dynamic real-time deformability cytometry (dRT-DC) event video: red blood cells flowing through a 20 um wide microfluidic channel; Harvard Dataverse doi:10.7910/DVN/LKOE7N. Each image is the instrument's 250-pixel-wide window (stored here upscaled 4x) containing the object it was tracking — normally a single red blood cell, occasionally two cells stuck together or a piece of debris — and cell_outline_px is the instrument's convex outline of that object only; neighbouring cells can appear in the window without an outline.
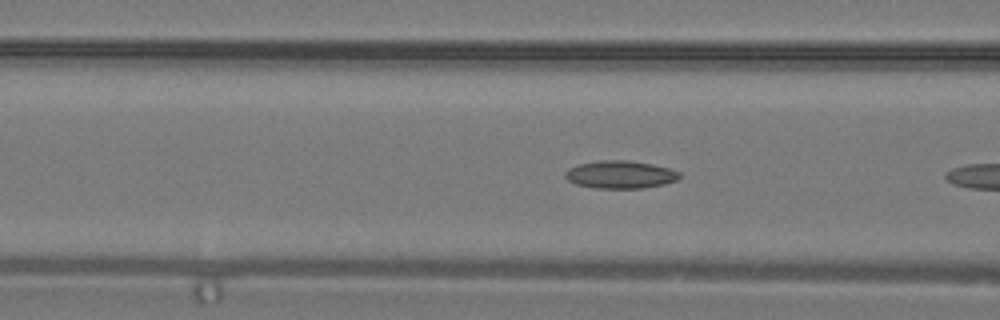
{"species": "common noctule bat (a hibernating species)", "species_latin": "Nyctalus noctula", "temperature_condition": "warm", "stored_images_in_passage": 4, "camera_frame_rate_fps": 3000, "um_per_image_px": 0.085, "animal": {"sex": "male", "body_mass_g": 19.2, "forearm_length_mm": 51.8}, "frame": {"image": 1, "passage_image": 4, "time_ms": 1.0, "image_size_px": [1000, 320], "cell_outline_px": [[680, 176], [676, 180], [664, 184], [644, 188], [596, 188], [576, 184], [568, 180], [564, 176], [564, 172], [568, 168], [580, 164], [600, 160], [628, 160], [652, 164], [668, 168], [680, 172]], "centroid_in_image_um": [52.71, 14.83], "position_along_channel_um": 113.9, "area_um2": 18.44}}